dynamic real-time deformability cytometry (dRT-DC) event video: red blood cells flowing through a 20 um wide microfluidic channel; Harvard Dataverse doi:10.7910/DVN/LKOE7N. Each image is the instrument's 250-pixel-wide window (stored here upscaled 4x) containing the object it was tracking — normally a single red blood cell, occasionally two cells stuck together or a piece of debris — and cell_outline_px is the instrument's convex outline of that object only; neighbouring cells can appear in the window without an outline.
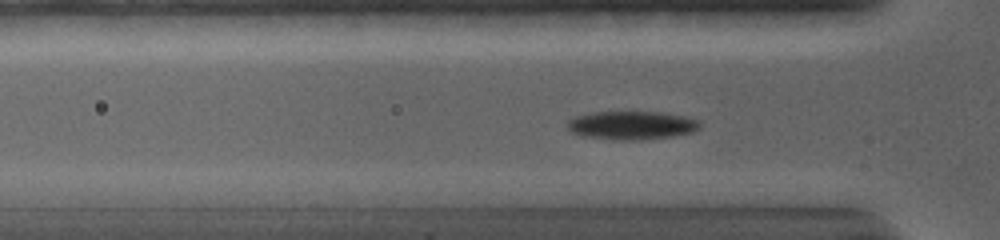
{"species": "common noctule bat (a hibernating species)", "species_latin": "Nyctalus noctula", "temperature_condition": "warm", "stored_images_in_passage": 38, "camera_frame_rate_fps": 5000, "um_per_image_px": 0.085, "animal": {"sex": "female", "body_mass_g": 19.0, "forearm_length_mm": 56.7}, "frame": {"image": 1, "passage_image": 11, "time_ms": 3.6, "image_size_px": [1000, 240], "cell_outline_px": [[700, 128], [692, 132], [672, 136], [640, 140], [612, 140], [580, 136], [572, 132], [568, 128], [568, 120], [576, 116], [588, 112], [664, 112], [684, 116], [700, 120]], "centroid_in_image_um": [53.68, 10.65], "position_along_channel_um": 72.1, "area_um2": 22.2}}
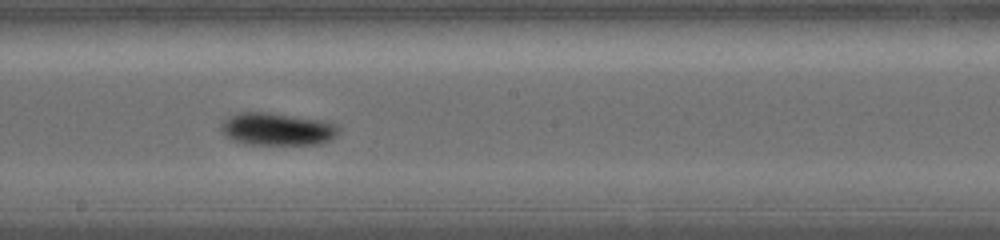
{"frame": {"image": 2, "passage_image": 22, "time_ms": 7.6, "image_size_px": [1000, 240], "cell_outline_px": [[340, 136], [324, 144], [244, 144], [232, 140], [224, 136], [220, 132], [220, 124], [228, 116], [236, 112], [272, 112], [324, 120], [340, 124]], "centroid_in_image_um": [23.61, 10.97], "position_along_channel_um": 224.6, "area_um2": 23.24}}
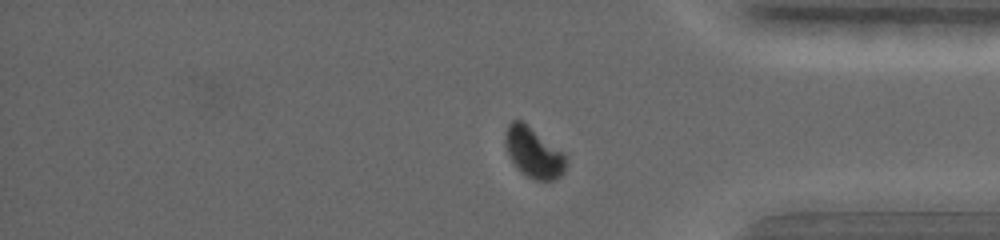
{"frame": {"image": 3, "passage_image": 35, "time_ms": 12.2, "image_size_px": [1000, 240], "cell_outline_px": [[568, 164], [564, 172], [556, 180], [536, 180], [520, 172], [516, 168], [504, 144], [504, 132], [508, 124], [512, 120], [524, 120], [564, 152], [568, 156]], "centroid_in_image_um": [45.38, 12.93], "position_along_channel_um": 389.8, "area_um2": 18.44}, "authors_computed_cell_mechanics": {"area_um2": 22.1663, "velocity_mm_per_s": 3.8203, "shape_relaxation_time_tau1_ms": 1.7888, "shape_relaxation_time_tau2_ms": null, "deformation_change_tau1": 0.1007, "deformation_change_tau2": null}}